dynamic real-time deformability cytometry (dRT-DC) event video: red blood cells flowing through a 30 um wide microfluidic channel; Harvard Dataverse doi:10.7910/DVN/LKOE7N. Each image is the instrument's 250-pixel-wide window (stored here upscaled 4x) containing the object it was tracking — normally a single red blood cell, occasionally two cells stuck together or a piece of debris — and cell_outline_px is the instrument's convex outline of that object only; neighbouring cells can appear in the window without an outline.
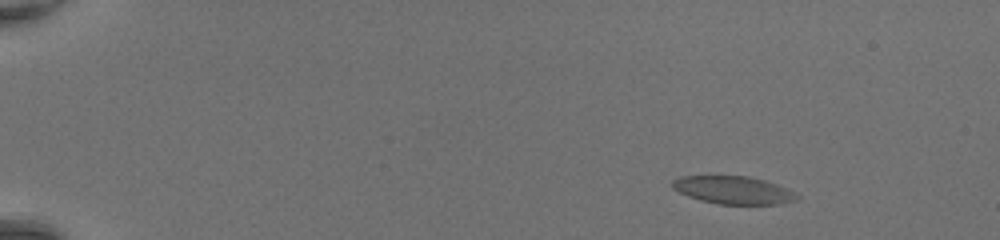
{"species": "common noctule bat (a hibernating species)", "species_latin": "Nyctalus noctula", "temperature_condition": "room temperature", "stored_images_in_passage": 50, "camera_frame_rate_fps": 3000, "um_per_image_px": 0.085, "animal": {"sex": "female", "body_mass_g": 20.0, "forearm_length_mm": 54.0}, "frame": {"image": 1, "passage_image": 7, "time_ms": 2.0, "image_size_px": [1000, 240], "cell_outline_px": [[800, 200], [780, 204], [720, 204], [700, 200], [688, 196], [672, 188], [672, 180], [680, 176], [748, 176], [764, 180], [788, 188], [796, 192], [800, 196]], "centroid_in_image_um": [62.39, 16.16], "position_along_channel_um": 22.6, "area_um2": 20.35}}
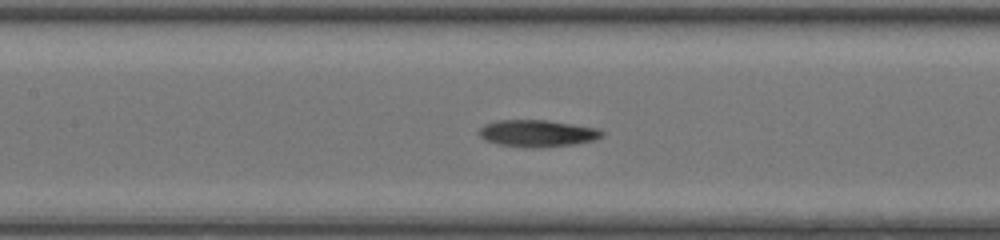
{"frame": {"image": 2, "passage_image": 26, "time_ms": 8.333, "image_size_px": [1000, 240], "cell_outline_px": [[604, 136], [596, 140], [576, 144], [540, 148], [532, 148], [500, 144], [484, 140], [476, 132], [484, 124], [496, 120], [548, 120], [600, 128], [604, 132]], "centroid_in_image_um": [45.71, 11.33], "position_along_channel_um": 161.7, "area_um2": 19.65}}
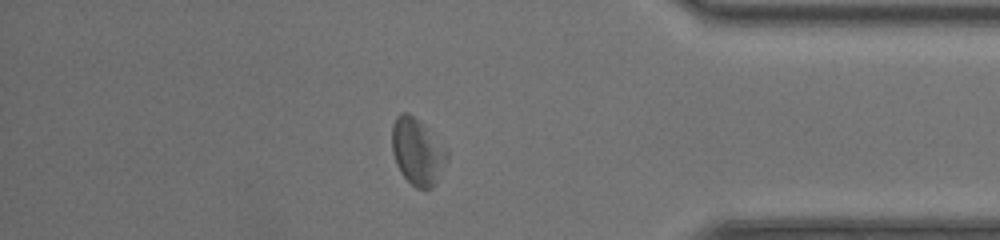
{"frame": {"image": 3, "passage_image": 44, "time_ms": 14.333, "image_size_px": [1000, 240], "cell_outline_px": [[448, 160], [436, 184], [432, 188], [416, 188], [400, 172], [396, 164], [392, 152], [392, 124], [396, 116], [400, 112], [408, 112], [448, 148]], "centroid_in_image_um": [35.49, 12.9], "position_along_channel_um": 399.7, "area_um2": 21.44}, "authors_computed_cell_mechanics": {"area_um2": 20.1722, "velocity_mm_per_s": 4.2866, "shape_relaxation_time_tau1_ms": 4.863, "shape_relaxation_time_tau2_ms": 2.0148, "deformation_change_tau1": 0.1588, "deformation_change_tau2": 0.0916}}